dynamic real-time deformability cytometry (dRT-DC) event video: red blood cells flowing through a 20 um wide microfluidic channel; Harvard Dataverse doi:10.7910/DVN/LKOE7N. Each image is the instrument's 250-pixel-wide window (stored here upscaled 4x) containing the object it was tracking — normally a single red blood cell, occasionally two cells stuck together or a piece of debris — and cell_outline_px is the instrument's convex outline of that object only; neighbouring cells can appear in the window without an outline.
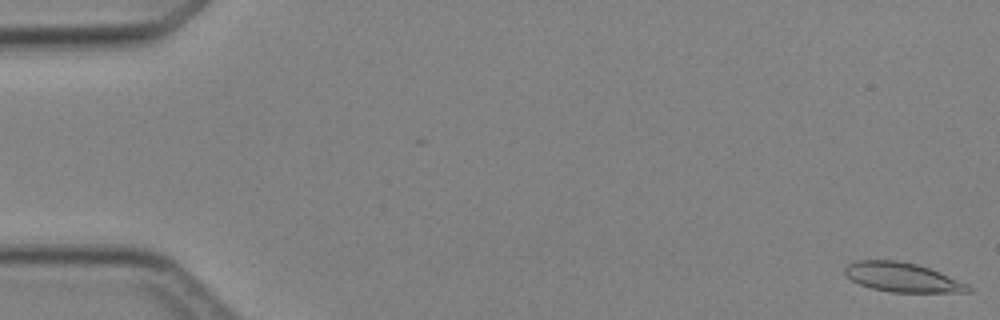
{"species": "Egyptian fruit bat (a non-hibernating species)", "species_latin": "Rousettus aegyptiacus", "temperature_condition": "cold", "stored_images_in_passage": 4, "camera_frame_rate_fps": 3000, "um_per_image_px": 0.085, "animal": {"sex": "female"}, "frame": {"image": 1, "passage_image": 1, "time_ms": 0.0, "image_size_px": [1000, 320], "cell_outline_px": [[972, 292], [892, 292], [872, 288], [860, 284], [844, 276], [844, 268], [848, 264], [856, 260], [896, 260], [916, 264], [940, 272], [968, 284], [972, 288]], "centroid_in_image_um": [76.68, 23.57], "position_along_channel_um": 8.3, "area_um2": 21.04}}